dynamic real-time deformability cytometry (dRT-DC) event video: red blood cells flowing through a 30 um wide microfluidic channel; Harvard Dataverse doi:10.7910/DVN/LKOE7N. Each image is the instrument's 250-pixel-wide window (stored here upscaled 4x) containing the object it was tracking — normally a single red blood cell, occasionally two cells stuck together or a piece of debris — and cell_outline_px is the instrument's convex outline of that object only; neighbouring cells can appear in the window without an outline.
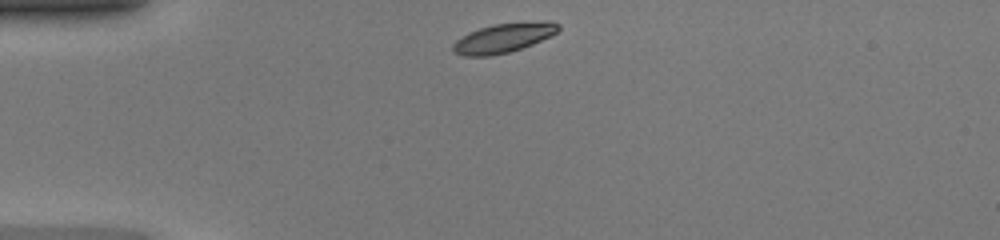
{"species": "common noctule bat (a hibernating species)", "species_latin": "Nyctalus noctula", "temperature_condition": "warm", "stored_images_in_passage": 37, "camera_frame_rate_fps": 3000, "um_per_image_px": 0.085, "animal": {"sex": "female", "body_mass_g": 20.0, "forearm_length_mm": 54.0}, "frame": {"image": 1, "passage_image": 1, "time_ms": 0.0, "image_size_px": [1000, 240], "cell_outline_px": [[560, 28], [552, 36], [532, 44], [508, 52], [488, 56], [464, 56], [452, 52], [452, 44], [456, 40], [468, 32], [492, 24], [548, 20], [560, 24]], "centroid_in_image_um": [42.8, 3.21], "position_along_channel_um": 42.2, "area_um2": 18.15}}
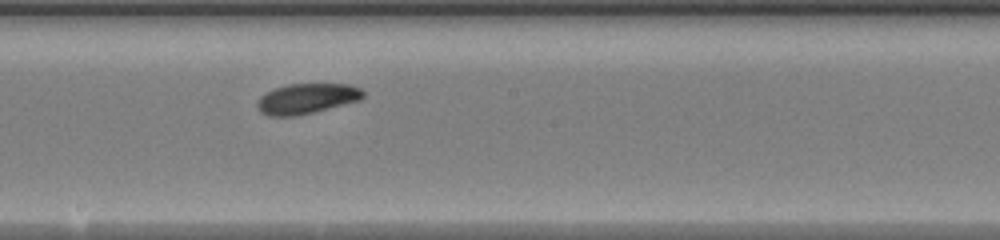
{"frame": {"image": 2, "passage_image": 16, "time_ms": 5.0, "image_size_px": [1000, 240], "cell_outline_px": [[364, 96], [360, 100], [296, 116], [268, 116], [260, 112], [256, 104], [260, 96], [276, 88], [288, 84], [352, 84], [360, 88], [364, 92]], "centroid_in_image_um": [26.07, 8.38], "position_along_channel_um": 222.1, "area_um2": 18.55}}
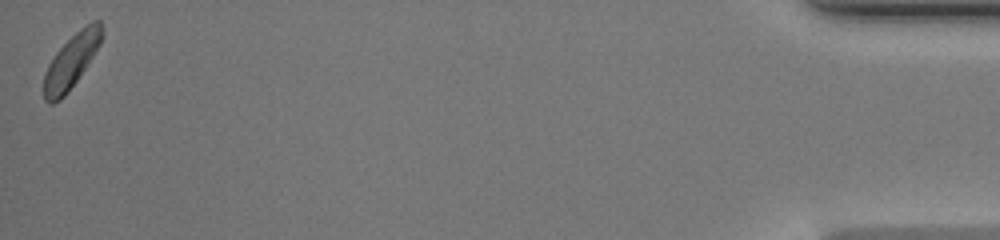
{"frame": {"image": 3, "passage_image": 37, "time_ms": 12.0, "image_size_px": [1000, 240], "cell_outline_px": [[104, 36], [100, 44], [68, 92], [60, 100], [52, 104], [48, 104], [44, 100], [44, 72], [48, 64], [56, 52], [80, 28], [92, 20], [100, 20], [104, 32]], "centroid_in_image_um": [6.06, 5.18], "position_along_channel_um": 429.1, "area_um2": 18.03}, "authors_computed_cell_mechanics": {"area_um2": 18.496, "velocity_mm_per_s": 4.2551, "shape_relaxation_time_tau1_ms": 2.173, "shape_relaxation_time_tau2_ms": 5.4469, "deformation_change_tau1": 0.1043, "deformation_change_tau2": 0.1039}}